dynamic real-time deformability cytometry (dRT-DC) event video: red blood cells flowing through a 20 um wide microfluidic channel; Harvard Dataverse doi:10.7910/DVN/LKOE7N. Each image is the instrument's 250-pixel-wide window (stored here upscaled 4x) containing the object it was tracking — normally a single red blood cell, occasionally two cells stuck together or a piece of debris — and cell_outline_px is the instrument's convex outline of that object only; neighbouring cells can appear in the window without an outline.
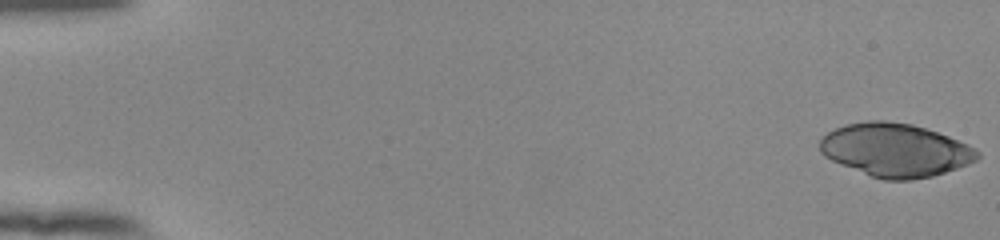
{"species": "human", "species_latin": "Homo sapiens", "temperature_condition": "room temperature", "stored_images_in_passage": 53, "segment_of_instrument_passage": [1, 2], "camera_frame_rate_fps": 3000, "um_per_image_px": 0.085, "donor": {"sex": "female"}, "frame": {"image": 1, "passage_image": 1, "time_ms": 0.0, "image_size_px": [1000, 240], "cell_outline_px": [[980, 156], [976, 160], [968, 164], [932, 176], [912, 180], [884, 180], [872, 176], [840, 164], [824, 156], [820, 152], [820, 140], [828, 132], [836, 128], [848, 124], [868, 120], [884, 120], [912, 124], [948, 136], [968, 144], [976, 148], [980, 152]], "centroid_in_image_um": [76.11, 12.75], "position_along_channel_um": 8.9, "area_um2": 48.67}}
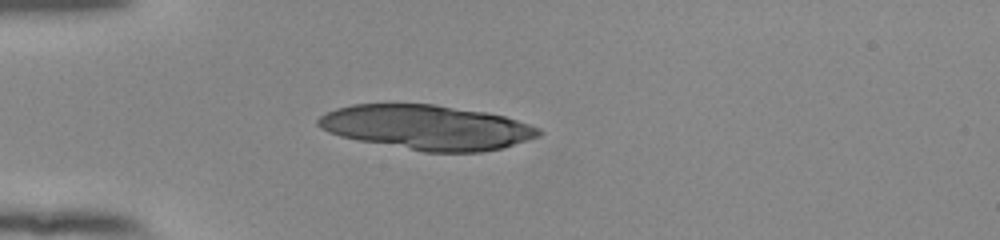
{"frame": {"image": 2, "passage_image": 16, "time_ms": 5.0, "image_size_px": [1000, 240], "cell_outline_px": [[544, 132], [540, 136], [500, 148], [480, 152], [424, 152], [356, 140], [340, 136], [328, 132], [320, 128], [316, 124], [316, 120], [324, 112], [336, 108], [352, 104], [436, 104], [488, 112], [504, 116], [540, 128]], "centroid_in_image_um": [36.24, 10.82], "position_along_channel_um": 48.8, "area_um2": 57.68}}